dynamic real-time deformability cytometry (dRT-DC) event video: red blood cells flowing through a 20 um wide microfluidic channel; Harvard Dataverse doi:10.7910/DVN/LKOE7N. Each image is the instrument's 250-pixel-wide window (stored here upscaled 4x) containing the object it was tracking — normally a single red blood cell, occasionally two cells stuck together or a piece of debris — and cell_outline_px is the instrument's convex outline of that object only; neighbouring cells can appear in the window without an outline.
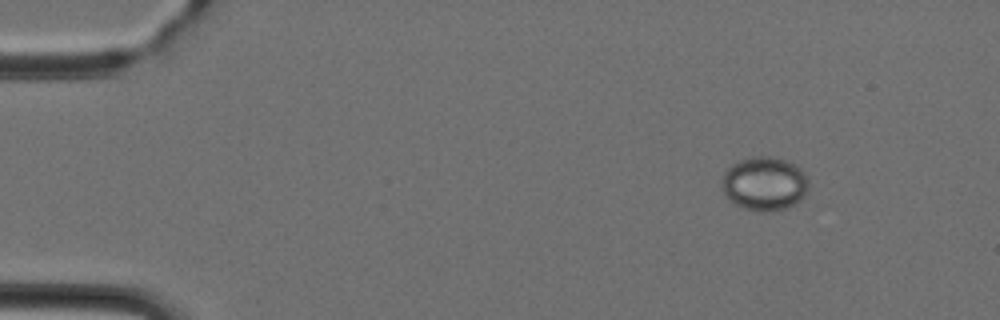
{"species": "Egyptian fruit bat (a non-hibernating species)", "species_latin": "Rousettus aegyptiacus", "temperature_condition": "cold", "stored_images_in_passage": 48, "camera_frame_rate_fps": 3000, "um_per_image_px": 0.085, "animal": {"sex": "female"}, "frame": {"image": 1, "passage_image": 6, "time_ms": 1.667, "image_size_px": [1000, 320], "cell_outline_px": [[808, 188], [804, 196], [800, 200], [788, 208], [760, 212], [744, 208], [728, 200], [724, 192], [724, 172], [732, 164], [740, 160], [760, 156], [768, 156], [788, 160], [796, 164], [804, 172], [808, 180]], "centroid_in_image_um": [65.02, 15.61], "position_along_channel_um": 20.0, "area_um2": 27.05}}
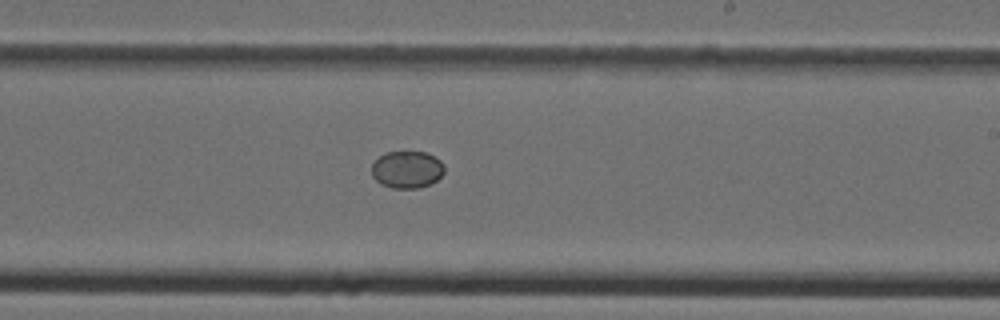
{"frame": {"image": 2, "passage_image": 29, "time_ms": 9.333, "image_size_px": [1000, 320], "cell_outline_px": [[444, 172], [436, 180], [420, 188], [392, 188], [380, 184], [372, 176], [372, 164], [384, 152], [424, 152], [440, 160], [444, 164]], "centroid_in_image_um": [34.58, 14.42], "position_along_channel_um": 254.4, "area_um2": 15.66}}
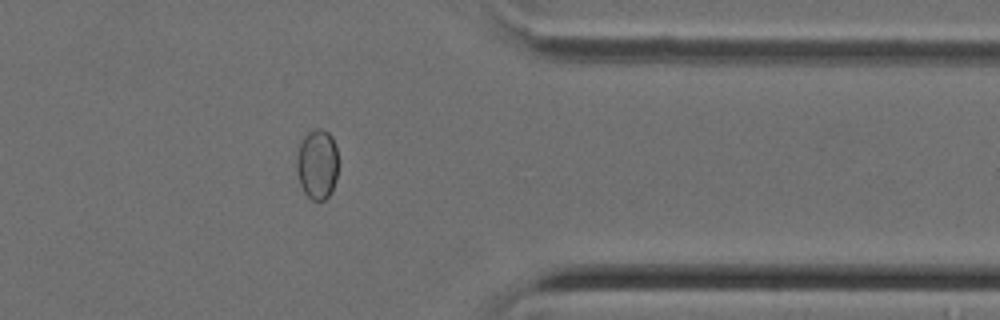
{"frame": {"image": 3, "passage_image": 39, "time_ms": 12.667, "image_size_px": [1000, 320], "cell_outline_px": [[336, 180], [332, 192], [324, 200], [312, 200], [304, 192], [300, 184], [296, 168], [296, 160], [300, 144], [304, 136], [308, 132], [316, 128], [320, 128], [328, 132], [332, 136], [336, 148]], "centroid_in_image_um": [26.95, 13.96], "position_along_channel_um": 384.4, "area_um2": 16.88}}